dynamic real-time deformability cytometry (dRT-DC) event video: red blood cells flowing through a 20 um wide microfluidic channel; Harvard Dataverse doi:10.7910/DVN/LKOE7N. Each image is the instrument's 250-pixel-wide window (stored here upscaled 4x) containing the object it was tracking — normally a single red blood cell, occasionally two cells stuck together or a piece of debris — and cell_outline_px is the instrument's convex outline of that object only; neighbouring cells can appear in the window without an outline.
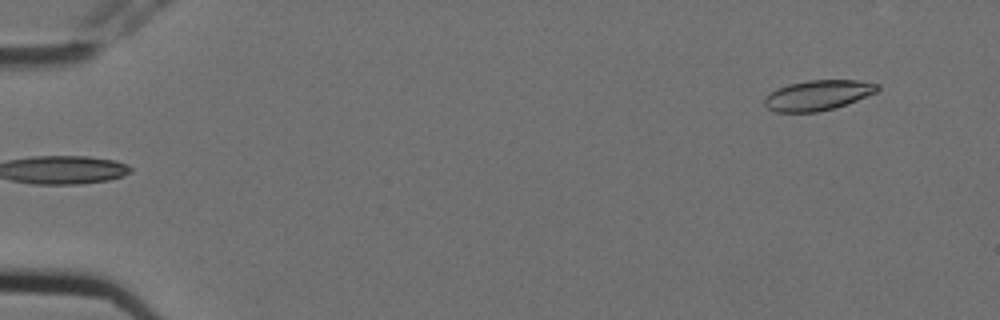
{"species": "Egyptian fruit bat (a non-hibernating species)", "species_latin": "Rousettus aegyptiacus", "temperature_condition": "cold", "stored_images_in_passage": 10, "camera_frame_rate_fps": 3000, "um_per_image_px": 0.085, "animal": {"sex": "female"}, "frame": {"image": 1, "passage_image": 1, "time_ms": 0.0, "image_size_px": [1000, 320], "cell_outline_px": [[880, 88], [876, 92], [836, 108], [816, 112], [776, 112], [768, 108], [764, 104], [764, 100], [768, 92], [776, 88], [788, 84], [808, 80], [856, 80], [880, 84]], "centroid_in_image_um": [69.49, 8.09], "position_along_channel_um": 15.5, "area_um2": 19.94}}
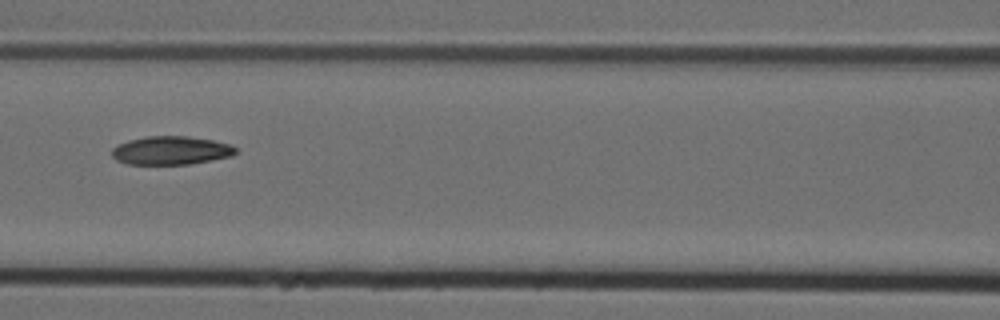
{"frame": {"image": 2, "passage_image": 7, "time_ms": 2.0, "image_size_px": [1000, 320], "cell_outline_px": [[236, 152], [232, 156], [212, 160], [188, 164], [128, 164], [116, 160], [112, 156], [112, 148], [128, 140], [148, 136], [184, 136], [212, 140], [232, 144], [236, 148]], "centroid_in_image_um": [14.54, 12.79], "position_along_channel_um": 152.1, "area_um2": 20.46}}
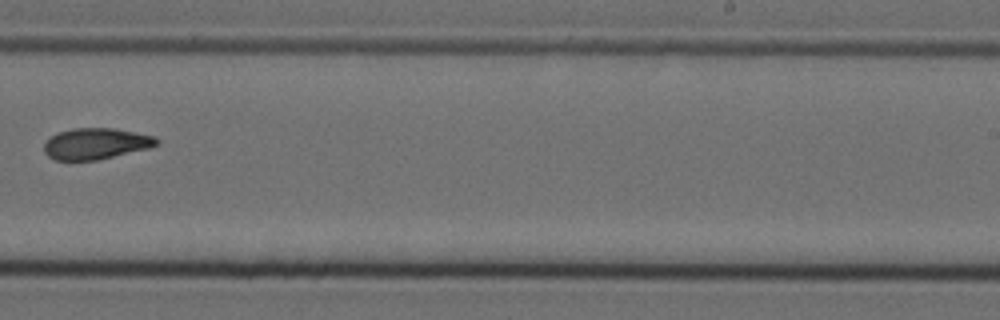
{"frame": {"image": 3, "passage_image": 10, "time_ms": 3.0, "image_size_px": [1000, 320], "cell_outline_px": [[160, 144], [148, 148], [100, 160], [56, 160], [48, 156], [44, 152], [44, 144], [56, 132], [72, 128], [112, 128], [156, 136], [160, 140]], "centroid_in_image_um": [8.17, 12.21], "position_along_channel_um": 280.8, "area_um2": 20.58}}